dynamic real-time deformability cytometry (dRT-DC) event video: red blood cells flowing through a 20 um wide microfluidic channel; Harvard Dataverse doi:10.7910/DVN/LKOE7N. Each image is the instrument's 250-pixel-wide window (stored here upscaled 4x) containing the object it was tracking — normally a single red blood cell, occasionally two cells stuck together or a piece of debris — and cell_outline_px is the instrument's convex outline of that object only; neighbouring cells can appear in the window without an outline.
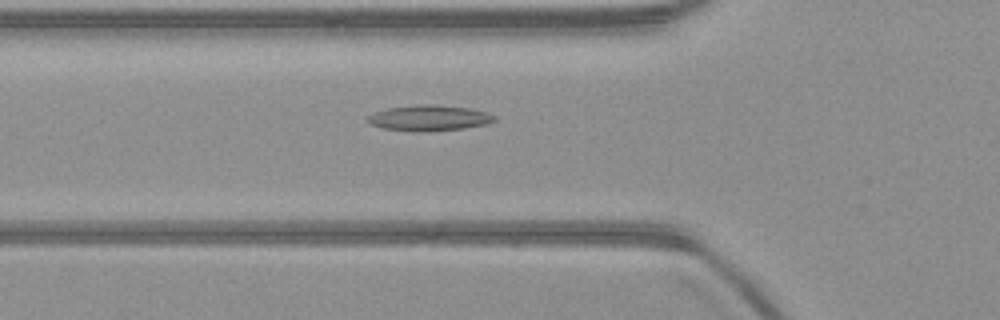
{"species": "common noctule bat (a hibernating species)", "species_latin": "Nyctalus noctula", "temperature_condition": "warm", "stored_images_in_passage": 3, "camera_frame_rate_fps": 3000, "um_per_image_px": 0.085, "animal": {"sex": "male", "body_mass_g": 23.1, "forearm_length_mm": 52.7}, "frame": {"image": 1, "passage_image": 2, "time_ms": 0.333, "image_size_px": [1000, 320], "cell_outline_px": [[500, 120], [488, 124], [464, 128], [428, 132], [412, 132], [380, 128], [372, 124], [368, 120], [368, 116], [372, 112], [388, 108], [416, 104], [432, 104], [468, 108], [484, 112], [496, 116]], "centroid_in_image_um": [36.48, 10.04], "position_along_channel_um": 89.3, "area_um2": 19.31}}